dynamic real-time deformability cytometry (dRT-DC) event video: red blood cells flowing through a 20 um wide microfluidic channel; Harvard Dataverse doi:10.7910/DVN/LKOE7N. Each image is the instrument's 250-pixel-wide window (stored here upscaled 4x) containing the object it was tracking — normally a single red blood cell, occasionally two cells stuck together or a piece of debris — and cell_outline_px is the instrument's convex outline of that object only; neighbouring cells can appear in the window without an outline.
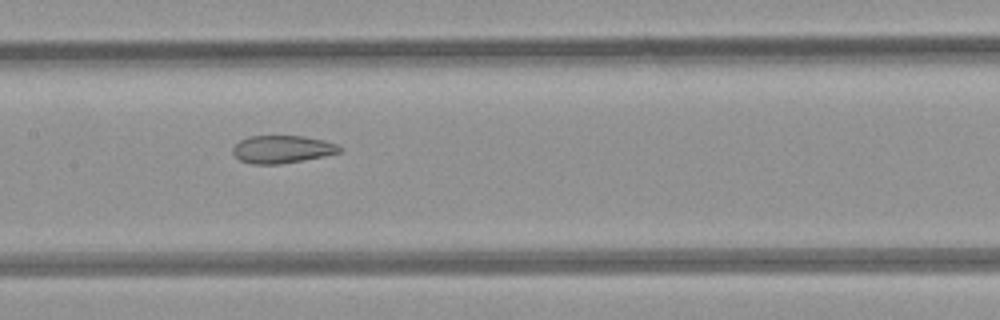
{"species": "common noctule bat (a hibernating species)", "species_latin": "Nyctalus noctula", "temperature_condition": "room temperature", "stored_images_in_passage": 7, "camera_frame_rate_fps": 3000, "um_per_image_px": 0.085, "animal": {"sex": "female", "body_mass_g": 21.9}, "frame": {"image": 1, "passage_image": 7, "time_ms": 7.0, "image_size_px": [1000, 320], "cell_outline_px": [[344, 148], [340, 152], [324, 156], [280, 164], [252, 164], [240, 160], [232, 152], [232, 148], [240, 140], [248, 136], [304, 136], [324, 140], [336, 144]], "centroid_in_image_um": [23.99, 12.68], "position_along_channel_um": 183.4, "area_um2": 17.22}}